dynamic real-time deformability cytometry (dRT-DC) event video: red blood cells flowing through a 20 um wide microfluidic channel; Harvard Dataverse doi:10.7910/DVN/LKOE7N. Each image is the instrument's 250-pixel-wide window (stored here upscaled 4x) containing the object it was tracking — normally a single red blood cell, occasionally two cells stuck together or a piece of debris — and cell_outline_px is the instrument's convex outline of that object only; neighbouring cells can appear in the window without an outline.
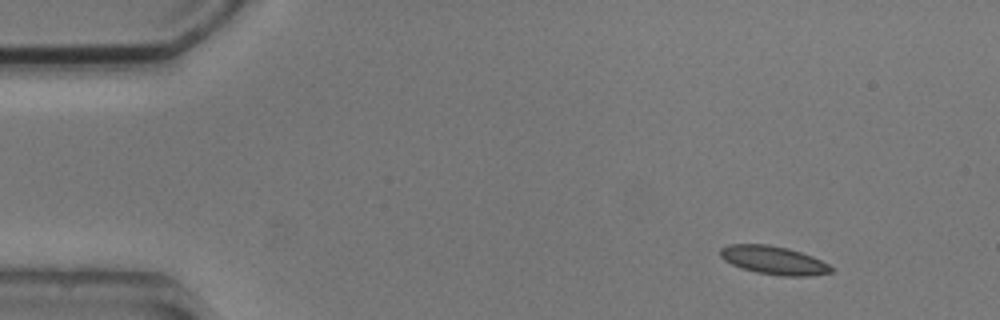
{"species": "common noctule bat (a hibernating species)", "species_latin": "Nyctalus noctula", "temperature_condition": "cold", "stored_images_in_passage": 4, "camera_frame_rate_fps": 3000, "um_per_image_px": 0.085, "animal": {"sex": "male", "body_mass_g": 20.5, "forearm_length_mm": 52.5}, "frame": {"image": 1, "passage_image": 2, "time_ms": 1.333, "image_size_px": [1000, 320], "cell_outline_px": [[832, 272], [812, 276], [784, 276], [756, 272], [740, 268], [724, 260], [720, 256], [720, 248], [732, 244], [764, 244], [788, 248], [812, 256], [828, 264], [832, 268]], "centroid_in_image_um": [65.75, 22.12], "position_along_channel_um": 19.2, "area_um2": 18.21}}